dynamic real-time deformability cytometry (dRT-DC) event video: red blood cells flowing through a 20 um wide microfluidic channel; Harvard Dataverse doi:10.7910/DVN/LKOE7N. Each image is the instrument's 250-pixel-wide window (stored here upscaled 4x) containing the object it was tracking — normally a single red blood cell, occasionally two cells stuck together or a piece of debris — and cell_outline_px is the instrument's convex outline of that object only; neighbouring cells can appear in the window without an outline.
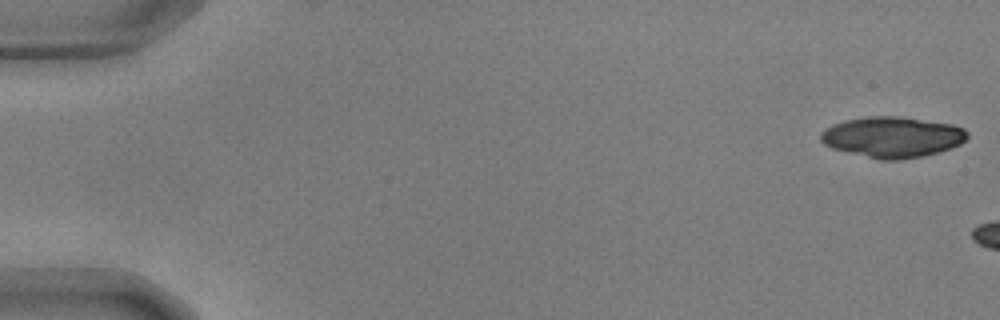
{"species": "common noctule bat (a hibernating species)", "species_latin": "Nyctalus noctula", "temperature_condition": "warm", "stored_images_in_passage": 5, "camera_frame_rate_fps": 3000, "um_per_image_px": 0.085, "animal": {"sex": "male", "body_mass_g": 17.9, "forearm_length_mm": 54.2}, "frame": {"image": 1, "passage_image": 1, "time_ms": 0.0, "image_size_px": [1000, 320], "cell_outline_px": [[968, 136], [960, 144], [924, 156], [900, 160], [880, 160], [832, 148], [824, 144], [820, 140], [820, 132], [832, 124], [844, 120], [868, 116], [900, 116], [952, 124], [964, 128], [968, 132]], "centroid_in_image_um": [75.83, 11.64], "position_along_channel_um": 9.2, "area_um2": 34.85}}